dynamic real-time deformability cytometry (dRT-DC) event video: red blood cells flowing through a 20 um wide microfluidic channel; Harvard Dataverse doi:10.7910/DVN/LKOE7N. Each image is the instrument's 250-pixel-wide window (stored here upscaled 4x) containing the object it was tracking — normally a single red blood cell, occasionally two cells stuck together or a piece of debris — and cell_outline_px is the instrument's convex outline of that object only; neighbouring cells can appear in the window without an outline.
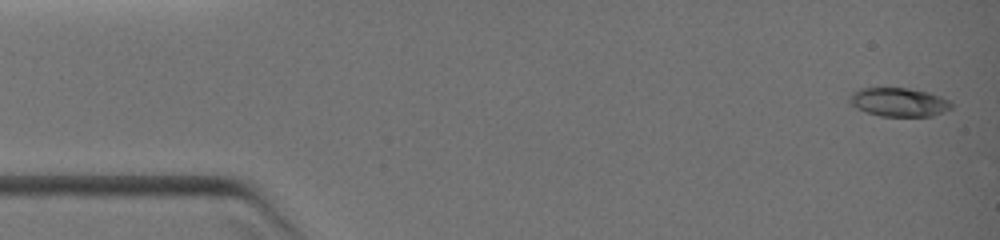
{"species": "common noctule bat (a hibernating species)", "species_latin": "Nyctalus noctula", "temperature_condition": "warm", "stored_images_in_passage": 59, "camera_frame_rate_fps": 3000, "um_per_image_px": 0.085, "animal": {"sex": "female", "body_mass_g": 19.0, "forearm_length_mm": 51.5}, "frame": {"image": 1, "passage_image": 1, "time_ms": 0.0, "image_size_px": [1000, 240], "cell_outline_px": [[952, 108], [932, 116], [880, 116], [856, 108], [848, 104], [848, 96], [852, 92], [860, 88], [908, 88], [928, 92], [940, 96], [948, 100], [952, 104]], "centroid_in_image_um": [76.35, 8.68], "position_along_channel_um": 8.6, "area_um2": 17.11}}
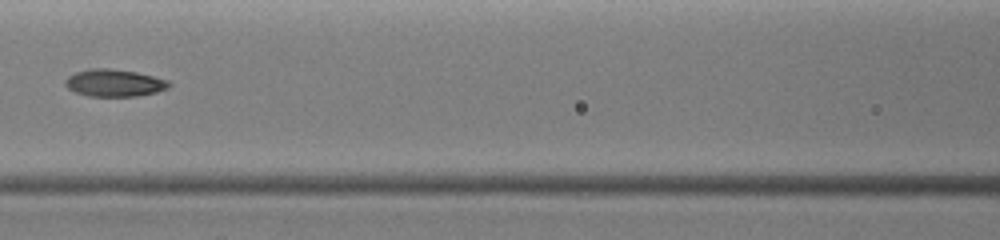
{"frame": {"image": 2, "passage_image": 28, "time_ms": 5.333, "image_size_px": [1000, 240], "cell_outline_px": [[172, 84], [168, 88], [156, 92], [136, 96], [88, 96], [76, 92], [68, 88], [64, 84], [64, 80], [68, 76], [76, 72], [92, 68], [108, 68], [136, 72], [168, 80]], "centroid_in_image_um": [9.71, 7.05], "position_along_channel_um": 156.9, "area_um2": 16.42}}
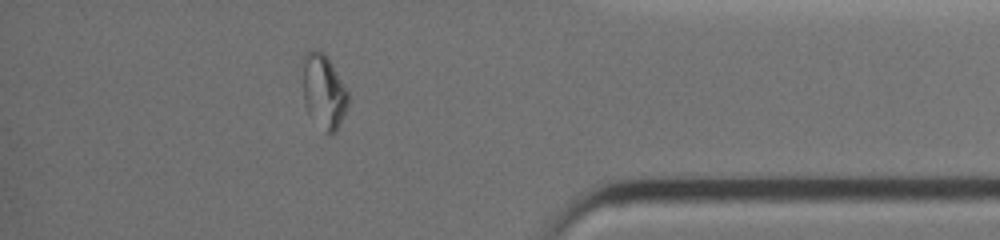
{"frame": {"image": 3, "passage_image": 51, "time_ms": 10.667, "image_size_px": [1000, 240], "cell_outline_px": [[348, 104], [340, 124], [336, 132], [324, 132], [308, 112], [304, 104], [300, 60], [304, 52], [308, 48], [316, 48], [324, 52], [328, 56], [348, 92]], "centroid_in_image_um": [27.45, 7.66], "position_along_channel_um": 407.7, "area_um2": 20.35}}